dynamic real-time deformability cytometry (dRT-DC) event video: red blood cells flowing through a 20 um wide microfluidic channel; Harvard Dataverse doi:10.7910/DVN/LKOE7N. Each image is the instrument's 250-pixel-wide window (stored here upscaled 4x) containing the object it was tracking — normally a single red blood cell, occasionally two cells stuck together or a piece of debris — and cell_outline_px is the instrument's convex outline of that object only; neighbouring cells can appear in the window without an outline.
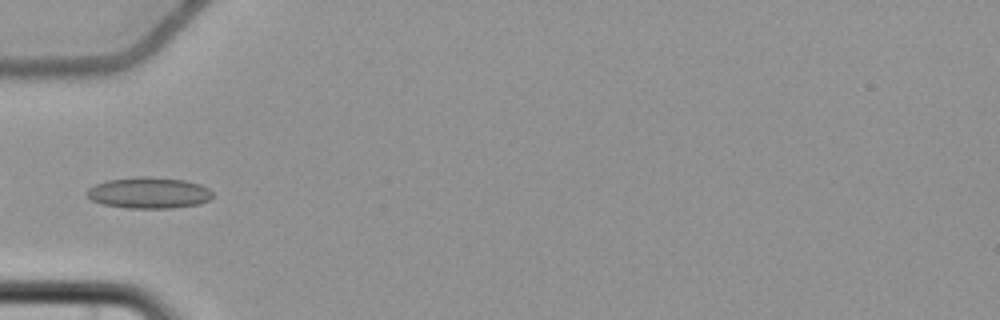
{"species": "common noctule bat (a hibernating species)", "species_latin": "Nyctalus noctula", "temperature_condition": "cold", "stored_images_in_passage": 7, "camera_frame_rate_fps": 3000, "um_per_image_px": 0.085, "animal": {"sex": "female", "body_mass_g": 22.7, "forearm_length_mm": 54.2}, "frame": {"image": 1, "passage_image": 7, "time_ms": 7.333, "image_size_px": [1000, 320], "cell_outline_px": [[212, 196], [208, 200], [200, 204], [172, 208], [128, 208], [104, 204], [92, 200], [88, 196], [88, 188], [96, 184], [108, 180], [140, 176], [152, 176], [184, 180], [200, 184], [208, 188], [212, 192]], "centroid_in_image_um": [12.68, 16.38], "position_along_channel_um": 72.3, "area_um2": 22.77}}